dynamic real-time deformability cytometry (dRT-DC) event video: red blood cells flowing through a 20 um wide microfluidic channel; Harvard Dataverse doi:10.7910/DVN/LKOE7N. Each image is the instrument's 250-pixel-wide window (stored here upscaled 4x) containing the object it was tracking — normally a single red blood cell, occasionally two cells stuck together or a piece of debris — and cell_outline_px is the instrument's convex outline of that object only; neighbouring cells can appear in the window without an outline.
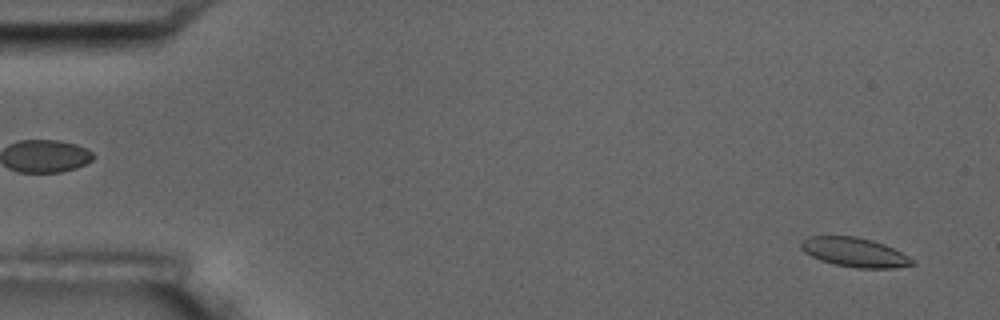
{"species": "common noctule bat (a hibernating species)", "species_latin": "Nyctalus noctula", "temperature_condition": "room temperature", "stored_images_in_passage": 4, "camera_frame_rate_fps": 3000, "um_per_image_px": 0.085, "animal": {"sex": "male", "body_mass_g": 17.5, "forearm_length_mm": 52.3}, "frame": {"image": 1, "passage_image": 1, "time_ms": 0.0, "image_size_px": [1000, 320], "cell_outline_px": [[916, 264], [892, 268], [856, 268], [832, 264], [820, 260], [804, 252], [800, 248], [800, 240], [808, 236], [856, 236], [872, 240], [884, 244], [916, 260]], "centroid_in_image_um": [72.61, 21.44], "position_along_channel_um": 12.4, "area_um2": 19.13}}
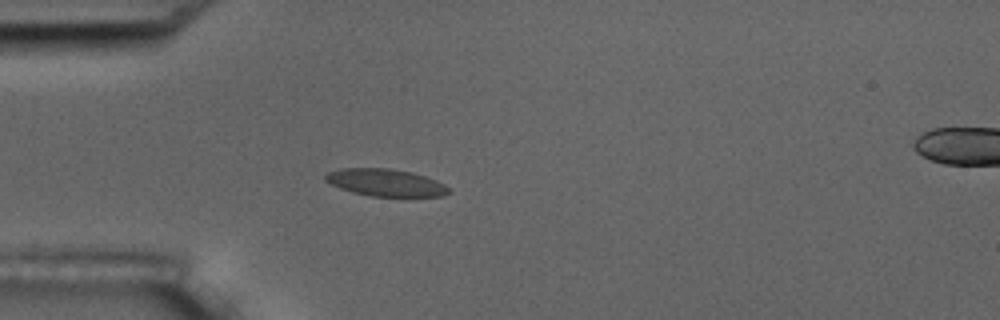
{"frame": {"image": 2, "passage_image": 4, "time_ms": 4.333, "image_size_px": [1000, 320], "cell_outline_px": [[452, 192], [444, 196], [372, 196], [352, 192], [340, 188], [324, 180], [324, 176], [328, 172], [340, 168], [388, 168], [412, 172], [436, 180], [452, 188]], "centroid_in_image_um": [32.81, 15.52], "position_along_channel_um": 52.2, "area_um2": 19.65}}